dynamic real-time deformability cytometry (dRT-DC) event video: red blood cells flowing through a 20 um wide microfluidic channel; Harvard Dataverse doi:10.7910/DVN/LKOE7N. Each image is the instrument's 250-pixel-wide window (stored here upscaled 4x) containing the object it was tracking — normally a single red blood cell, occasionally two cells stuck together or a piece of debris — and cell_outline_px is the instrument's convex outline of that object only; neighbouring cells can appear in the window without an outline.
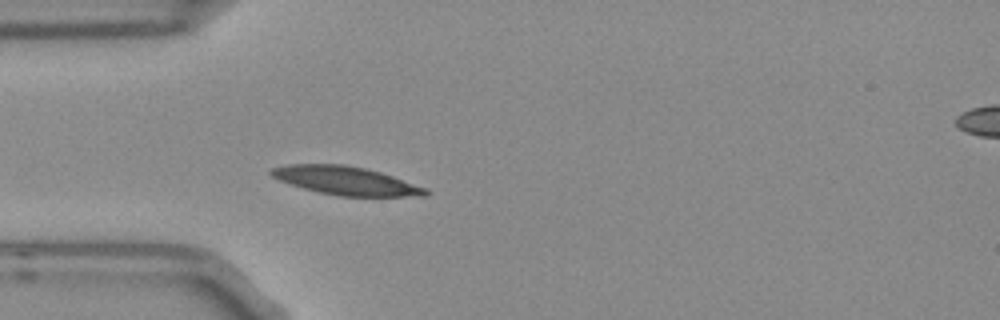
{"species": "Egyptian fruit bat (a non-hibernating species)", "species_latin": "Rousettus aegyptiacus", "temperature_condition": "room temperature", "stored_images_in_passage": 52, "camera_frame_rate_fps": 3000, "um_per_image_px": 0.085, "frame": {"image": 1, "passage_image": 13, "time_ms": 4.0, "image_size_px": [1000, 320], "cell_outline_px": [[432, 192], [428, 196], [340, 196], [320, 192], [288, 184], [272, 176], [268, 172], [272, 168], [288, 164], [344, 164], [364, 168], [380, 172], [428, 188]], "centroid_in_image_um": [29.43, 15.36], "position_along_channel_um": 55.6, "area_um2": 25.55}}
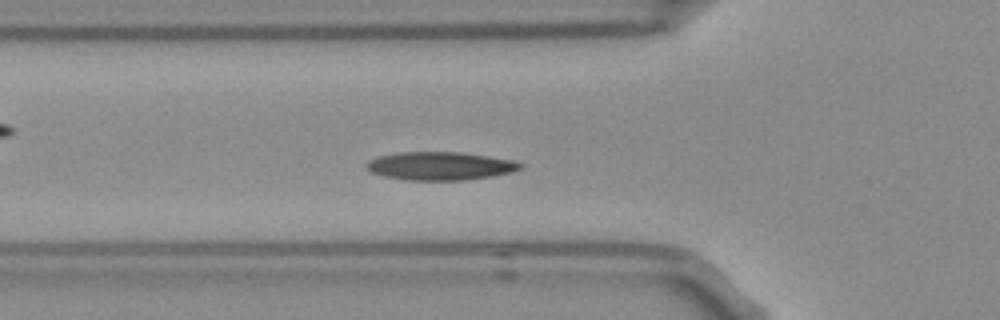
{"frame": {"image": 2, "passage_image": 16, "time_ms": 5.0, "image_size_px": [1000, 320], "cell_outline_px": [[524, 164], [520, 168], [512, 172], [492, 176], [464, 180], [404, 180], [384, 176], [372, 172], [364, 168], [364, 164], [380, 156], [400, 152], [456, 152], [512, 160]], "centroid_in_image_um": [37.38, 14.12], "position_along_channel_um": 88.4, "area_um2": 25.03}}
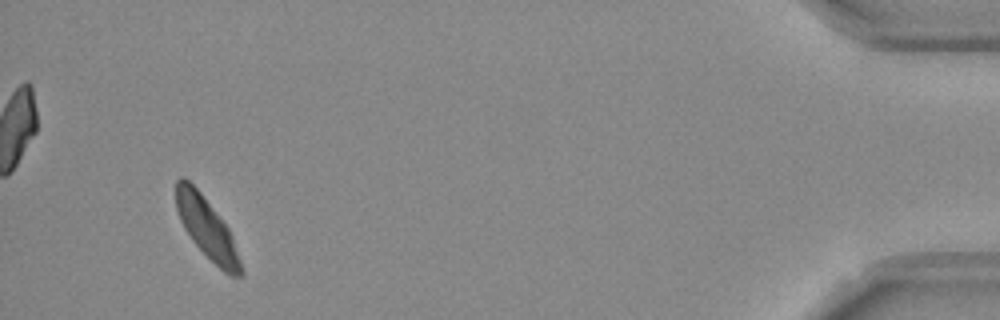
{"frame": {"image": 3, "passage_image": 49, "time_ms": 16.0, "image_size_px": [1000, 320], "cell_outline_px": [[244, 276], [228, 276], [192, 240], [184, 228], [176, 212], [176, 180], [180, 176], [184, 176], [200, 192], [228, 228], [232, 236], [244, 272]], "centroid_in_image_um": [17.57, 19.39], "position_along_channel_um": 417.6, "area_um2": 22.54}, "authors_computed_cell_mechanics": {"area_um2": 24.1026, "velocity_mm_per_s": 3.7015, "shape_relaxation_time_tau1_ms": 3.8314, "shape_relaxation_time_tau2_ms": null, "deformation_change_tau1": 0.1012, "deformation_change_tau2": null}}